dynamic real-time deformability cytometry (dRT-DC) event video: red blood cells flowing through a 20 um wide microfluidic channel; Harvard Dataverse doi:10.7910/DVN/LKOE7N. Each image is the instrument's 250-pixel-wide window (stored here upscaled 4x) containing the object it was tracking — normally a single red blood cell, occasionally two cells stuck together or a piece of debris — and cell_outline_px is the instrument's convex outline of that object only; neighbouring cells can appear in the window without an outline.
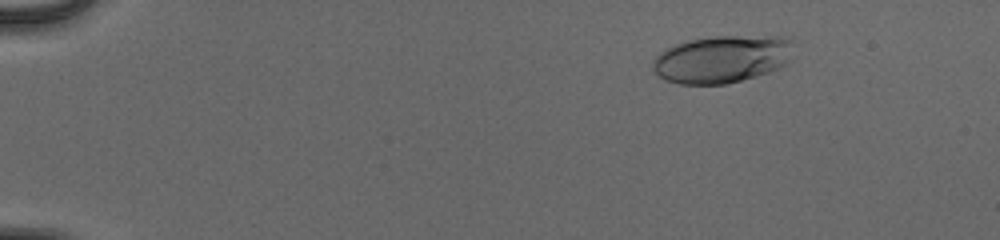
{"species": "human", "species_latin": "Homo sapiens", "temperature_condition": "cold", "stored_images_in_passage": 55, "camera_frame_rate_fps": 3000, "um_per_image_px": 0.085, "donor": {"sex": "male"}, "frame": {"image": 1, "passage_image": 9, "time_ms": 2.667, "image_size_px": [1000, 240], "cell_outline_px": [[792, 40], [788, 60], [780, 68], [756, 76], [724, 84], [680, 84], [664, 80], [652, 68], [652, 60], [660, 52], [676, 44], [692, 40], [716, 36], [784, 36]], "centroid_in_image_um": [61.35, 5.02], "position_along_channel_um": 23.7, "area_um2": 38.61}}
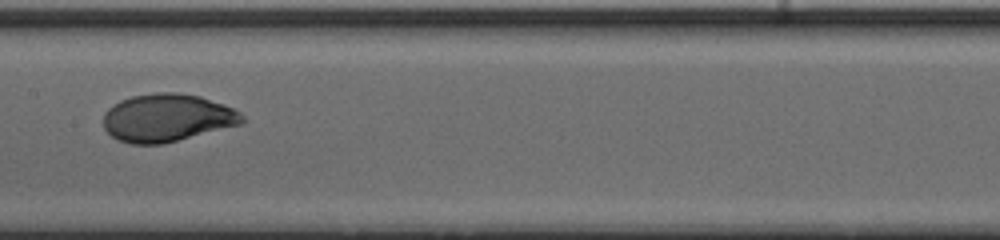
{"frame": {"image": 2, "passage_image": 31, "time_ms": 10.0, "image_size_px": [1000, 240], "cell_outline_px": [[244, 124], [160, 144], [128, 144], [116, 140], [104, 128], [104, 112], [112, 104], [120, 100], [132, 96], [156, 92], [180, 92], [200, 96], [224, 104], [240, 112], [244, 116]], "centroid_in_image_um": [14.2, 10.01], "position_along_channel_um": 193.2, "area_um2": 38.96}}
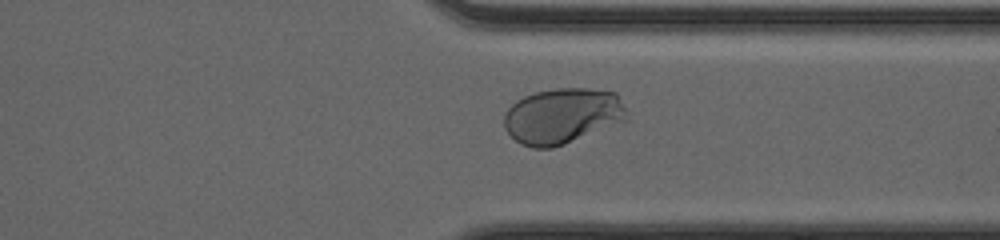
{"frame": {"image": 3, "passage_image": 44, "time_ms": 14.333, "image_size_px": [1000, 240], "cell_outline_px": [[628, 120], [564, 144], [552, 148], [532, 148], [520, 144], [504, 128], [504, 112], [516, 100], [524, 96], [536, 92], [556, 88], [588, 88], [616, 92], [628, 112]], "centroid_in_image_um": [47.81, 9.85], "position_along_channel_um": 363.6, "area_um2": 40.06}, "authors_computed_cell_mechanics": {"area_um2": 38.6104, "velocity_mm_per_s": 3.919, "shape_relaxation_time_tau1_ms": 3.1835, "shape_relaxation_time_tau2_ms": null, "deformation_change_tau1": 0.1846, "deformation_change_tau2": null}}